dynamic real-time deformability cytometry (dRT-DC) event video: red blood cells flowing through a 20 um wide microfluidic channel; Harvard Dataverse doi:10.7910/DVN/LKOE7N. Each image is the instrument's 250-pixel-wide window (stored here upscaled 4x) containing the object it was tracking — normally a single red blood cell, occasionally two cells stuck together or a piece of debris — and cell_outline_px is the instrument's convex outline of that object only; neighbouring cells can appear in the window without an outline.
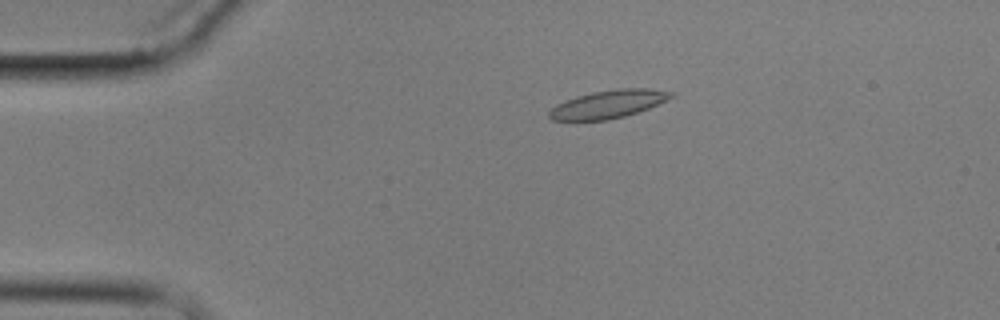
{"species": "common noctule bat (a hibernating species)", "species_latin": "Nyctalus noctula", "temperature_condition": "cold", "stored_images_in_passage": 7, "camera_frame_rate_fps": 3000, "um_per_image_px": 0.085, "animal": {"sex": "male", "body_mass_g": 17.9}, "frame": {"image": 1, "passage_image": 1, "time_ms": 0.0, "image_size_px": [1000, 320], "cell_outline_px": [[676, 96], [648, 108], [624, 116], [608, 120], [552, 120], [548, 116], [548, 112], [556, 104], [564, 100], [576, 96], [592, 92], [620, 88], [648, 88], [676, 92]], "centroid_in_image_um": [51.72, 8.84], "position_along_channel_um": 33.3, "area_um2": 19.94}}
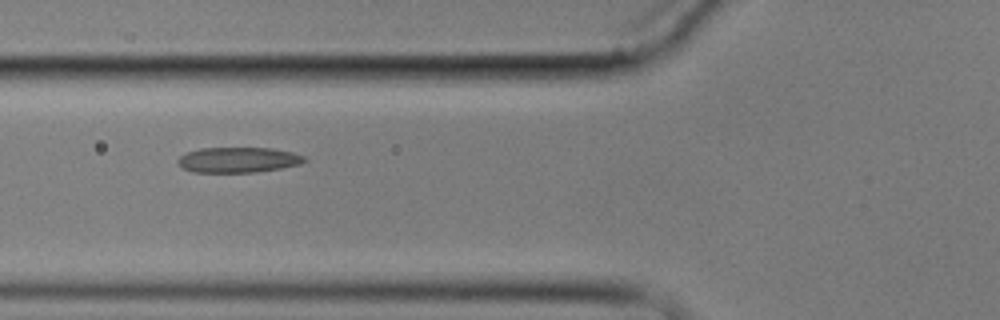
{"frame": {"image": 2, "passage_image": 4, "time_ms": 3.333, "image_size_px": [1000, 320], "cell_outline_px": [[308, 160], [300, 164], [280, 168], [256, 172], [192, 172], [184, 168], [176, 160], [180, 156], [188, 152], [200, 148], [272, 148], [292, 152], [304, 156]], "centroid_in_image_um": [20.27, 13.58], "position_along_channel_um": 105.5, "area_um2": 18.61}}
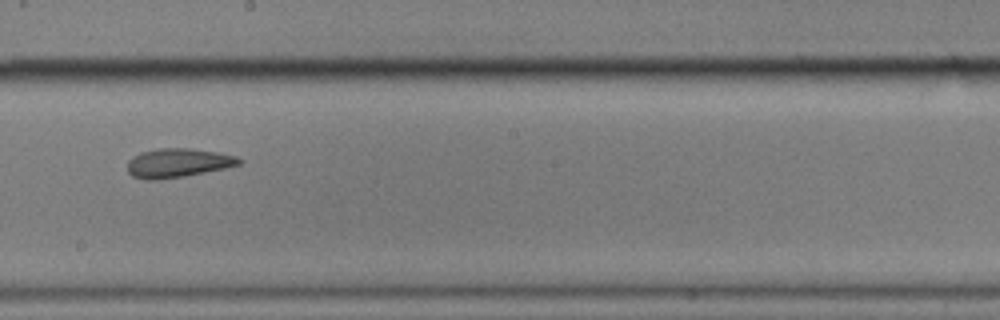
{"frame": {"image": 3, "passage_image": 7, "time_ms": 7.0, "image_size_px": [1000, 320], "cell_outline_px": [[244, 160], [240, 164], [224, 168], [184, 176], [160, 180], [144, 180], [132, 176], [128, 172], [128, 160], [132, 156], [140, 152], [156, 148], [188, 148], [216, 152], [236, 156]], "centroid_in_image_um": [15.08, 13.85], "position_along_channel_um": 233.1, "area_um2": 18.96}}